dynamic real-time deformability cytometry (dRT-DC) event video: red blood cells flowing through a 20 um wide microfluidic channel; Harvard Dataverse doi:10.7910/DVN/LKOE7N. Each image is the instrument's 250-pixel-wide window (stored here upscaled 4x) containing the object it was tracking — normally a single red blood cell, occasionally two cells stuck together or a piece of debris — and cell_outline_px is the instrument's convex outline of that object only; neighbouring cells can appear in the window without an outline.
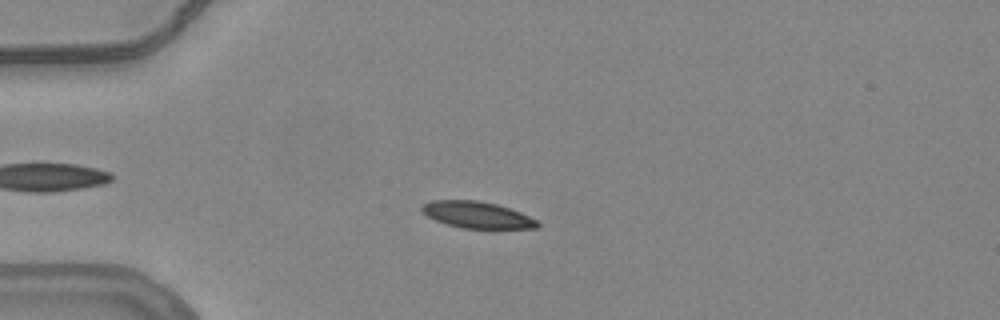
{"species": "common noctule bat (a hibernating species)", "species_latin": "Nyctalus noctula", "temperature_condition": "warm", "stored_images_in_passage": 55, "camera_frame_rate_fps": 3000, "um_per_image_px": 0.085, "animal": {"sex": "female", "body_mass_g": 24.6, "forearm_length_mm": 56.2}, "frame": {"image": 1, "passage_image": 15, "time_ms": 4.667, "image_size_px": [1000, 320], "cell_outline_px": [[540, 224], [536, 228], [464, 228], [448, 224], [436, 220], [420, 212], [420, 208], [424, 204], [432, 200], [476, 200], [496, 204], [520, 212], [536, 220]], "centroid_in_image_um": [40.52, 18.25], "position_along_channel_um": 44.5, "area_um2": 17.63}}
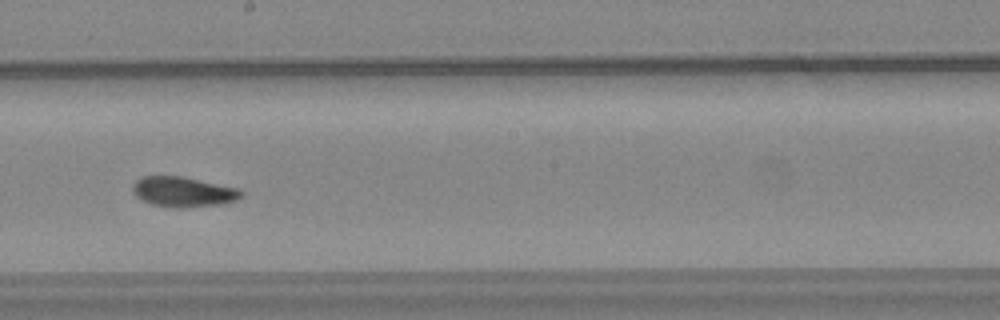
{"frame": {"image": 2, "passage_image": 32, "time_ms": 10.333, "image_size_px": [1000, 320], "cell_outline_px": [[244, 196], [236, 200], [224, 204], [180, 208], [176, 208], [152, 204], [136, 196], [132, 192], [132, 184], [140, 176], [180, 176], [240, 188], [244, 192]], "centroid_in_image_um": [15.6, 16.3], "position_along_channel_um": 232.6, "area_um2": 19.25}}
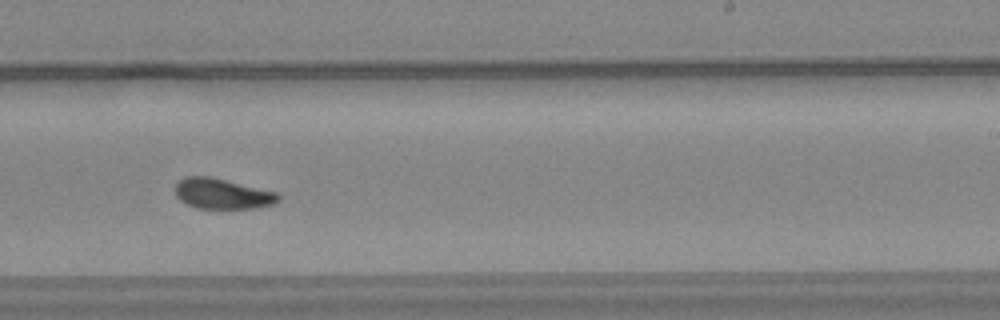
{"frame": {"image": 3, "passage_image": 35, "time_ms": 11.333, "image_size_px": [1000, 320], "cell_outline_px": [[280, 200], [272, 204], [252, 208], [196, 208], [180, 200], [176, 196], [176, 184], [184, 176], [208, 176], [276, 192], [280, 196]], "centroid_in_image_um": [18.87, 16.46], "position_along_channel_um": 270.1, "area_um2": 17.98}, "authors_computed_cell_mechanics": {"area_um2": 18.3226, "velocity_mm_per_s": 3.7727, "shape_relaxation_time_tau1_ms": 5.9829, "shape_relaxation_time_tau2_ms": 4.5832, "deformation_change_tau1": 0.1686, "deformation_change_tau2": 0.0852}}